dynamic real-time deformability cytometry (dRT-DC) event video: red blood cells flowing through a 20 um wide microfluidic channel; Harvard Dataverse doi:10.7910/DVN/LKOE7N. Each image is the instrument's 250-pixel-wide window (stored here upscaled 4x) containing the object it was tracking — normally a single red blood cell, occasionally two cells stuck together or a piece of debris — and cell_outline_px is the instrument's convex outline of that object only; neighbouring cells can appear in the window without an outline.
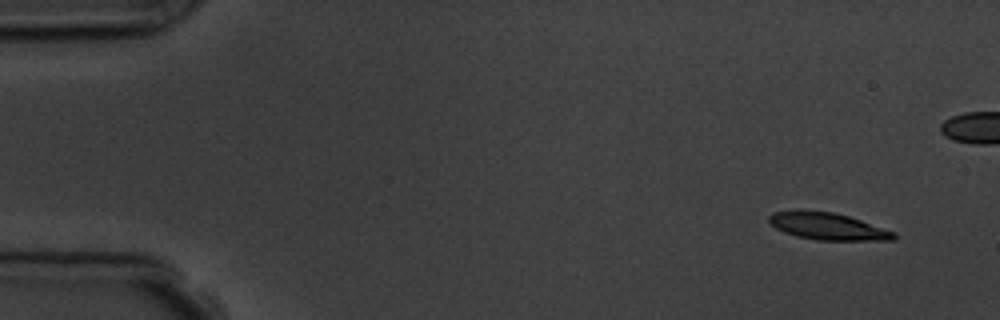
{"species": "common noctule bat (a hibernating species)", "species_latin": "Nyctalus noctula", "temperature_condition": "room temperature", "stored_images_in_passage": 6, "camera_frame_rate_fps": 3000, "um_per_image_px": 0.085, "animal": {"sex": "male", "body_mass_g": 19.5, "forearm_length_mm": 54.6}, "frame": {"image": 1, "passage_image": 1, "time_ms": 0.0, "image_size_px": [1000, 320], "cell_outline_px": [[896, 240], [816, 240], [796, 236], [784, 232], [776, 228], [768, 220], [768, 216], [772, 212], [800, 208], [832, 212], [848, 216], [896, 232]], "centroid_in_image_um": [70.31, 19.21], "position_along_channel_um": 14.7, "area_um2": 20.0}}